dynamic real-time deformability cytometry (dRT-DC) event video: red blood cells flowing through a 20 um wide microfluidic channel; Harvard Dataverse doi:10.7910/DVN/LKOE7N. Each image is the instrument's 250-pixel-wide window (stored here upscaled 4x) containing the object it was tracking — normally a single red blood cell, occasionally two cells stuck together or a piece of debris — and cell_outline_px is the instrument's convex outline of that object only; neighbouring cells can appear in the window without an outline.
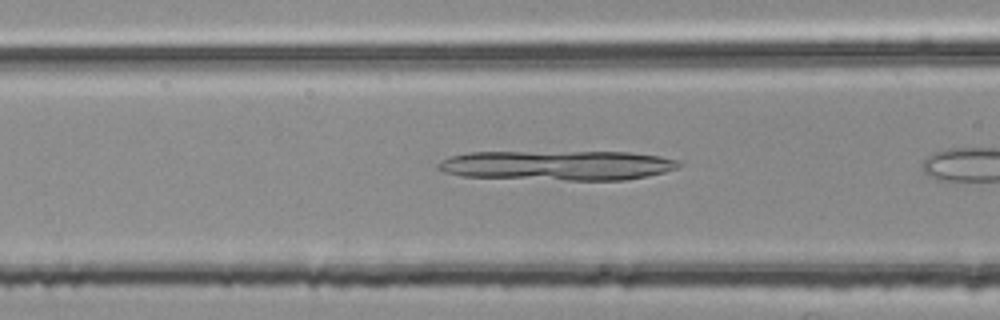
{"species": "common noctule bat (a hibernating species)", "species_latin": "Nyctalus noctula", "temperature_condition": "room temperature", "stored_images_in_passage": 6, "camera_frame_rate_fps": 3000, "um_per_image_px": 0.085, "animal": {"sex": "female", "body_mass_g": 25.1}, "frame": {"image": 1, "passage_image": 4, "time_ms": 1.0, "image_size_px": [1000, 320], "cell_outline_px": [[684, 164], [676, 168], [664, 172], [648, 176], [624, 180], [564, 180], [460, 176], [444, 172], [436, 168], [436, 164], [440, 160], [448, 156], [468, 152], [632, 152], [660, 156], [680, 160]], "centroid_in_image_um": [47.38, 14.05], "position_along_channel_um": 119.2, "area_um2": 42.19}}